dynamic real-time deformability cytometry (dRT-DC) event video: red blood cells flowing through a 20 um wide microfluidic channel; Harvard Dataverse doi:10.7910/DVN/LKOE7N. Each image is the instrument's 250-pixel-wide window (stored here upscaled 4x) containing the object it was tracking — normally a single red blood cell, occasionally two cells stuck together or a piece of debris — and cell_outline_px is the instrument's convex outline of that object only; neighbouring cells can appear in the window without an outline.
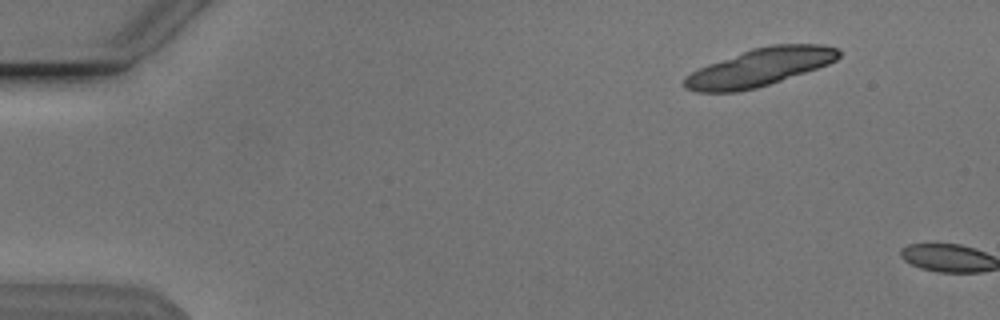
{"species": "Egyptian fruit bat (a non-hibernating species)", "species_latin": "Rousettus aegyptiacus", "temperature_condition": "cold", "stored_images_in_passage": 2, "camera_frame_rate_fps": 3000, "um_per_image_px": 0.085, "animal": {"sex": "male"}, "frame": {"image": 1, "passage_image": 1, "time_ms": 0.0, "image_size_px": [1000, 320], "cell_outline_px": [[840, 56], [836, 60], [828, 64], [756, 88], [736, 92], [696, 92], [684, 88], [684, 76], [708, 64], [752, 48], [772, 44], [824, 44], [836, 48], [840, 52]], "centroid_in_image_um": [64.55, 5.72], "position_along_channel_um": 20.4, "area_um2": 33.64}}